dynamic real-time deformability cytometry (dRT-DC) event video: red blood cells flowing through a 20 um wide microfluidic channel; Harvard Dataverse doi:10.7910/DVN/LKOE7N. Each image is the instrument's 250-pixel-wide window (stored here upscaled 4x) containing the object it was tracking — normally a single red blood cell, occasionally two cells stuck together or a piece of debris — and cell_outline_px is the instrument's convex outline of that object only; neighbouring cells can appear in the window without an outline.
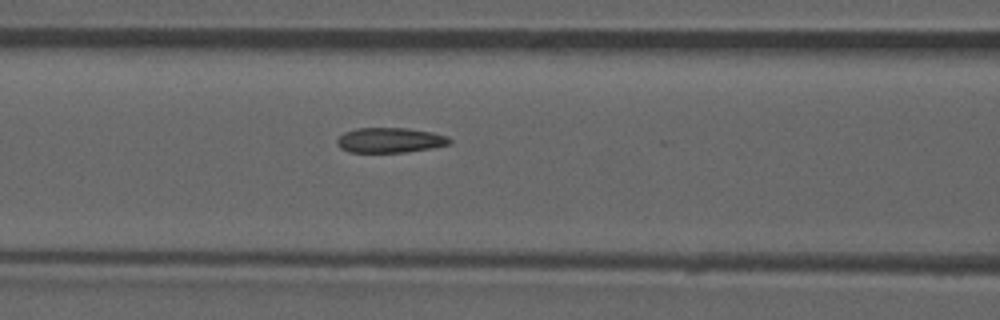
{"species": "common noctule bat (a hibernating species)", "species_latin": "Nyctalus noctula", "temperature_condition": "room temperature", "stored_images_in_passage": 51, "camera_frame_rate_fps": 3000, "um_per_image_px": 0.085, "animal": {"sex": "male", "forearm_length_mm": 52.5}, "frame": {"image": 1, "passage_image": 22, "time_ms": 7.0, "image_size_px": [1000, 320], "cell_outline_px": [[452, 144], [432, 148], [404, 152], [348, 152], [340, 148], [336, 144], [336, 140], [344, 132], [356, 128], [408, 128], [432, 132], [448, 136], [452, 140]], "centroid_in_image_um": [33.16, 11.91], "position_along_channel_um": 133.4, "area_um2": 16.59}, "authors_computed_cell_mechanics": {"area_um2": 16.8198, "velocity_mm_per_s": 3.9178, "shape_relaxation_time_tau1_ms": null, "shape_relaxation_time_tau2_ms": 1.5454, "deformation_change_tau1": null, "deformation_change_tau2": 0.0721}}